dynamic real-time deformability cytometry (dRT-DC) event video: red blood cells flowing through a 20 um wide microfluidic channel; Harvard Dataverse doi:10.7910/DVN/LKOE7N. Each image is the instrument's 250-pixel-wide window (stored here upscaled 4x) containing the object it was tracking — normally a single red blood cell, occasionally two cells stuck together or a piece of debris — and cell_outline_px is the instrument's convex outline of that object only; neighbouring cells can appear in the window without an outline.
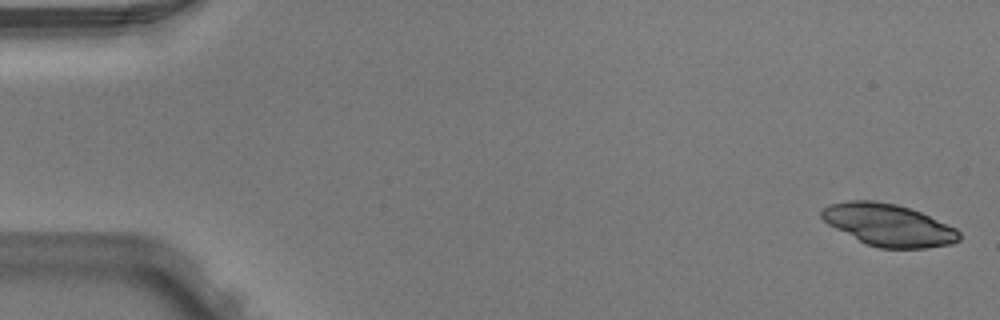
{"species": "Egyptian fruit bat (a non-hibernating species)", "species_latin": "Rousettus aegyptiacus", "temperature_condition": "warm", "stored_images_in_passage": 4, "camera_frame_rate_fps": 3000, "um_per_image_px": 0.085, "animal": {"sex": "male"}, "frame": {"image": 1, "passage_image": 1, "time_ms": 0.0, "image_size_px": [1000, 320], "cell_outline_px": [[960, 240], [952, 244], [924, 248], [880, 248], [868, 244], [828, 224], [820, 216], [820, 212], [824, 208], [832, 204], [848, 200], [872, 200], [896, 204], [912, 208], [956, 228], [960, 232]], "centroid_in_image_um": [75.56, 19.11], "position_along_channel_um": 9.4, "area_um2": 33.47}}